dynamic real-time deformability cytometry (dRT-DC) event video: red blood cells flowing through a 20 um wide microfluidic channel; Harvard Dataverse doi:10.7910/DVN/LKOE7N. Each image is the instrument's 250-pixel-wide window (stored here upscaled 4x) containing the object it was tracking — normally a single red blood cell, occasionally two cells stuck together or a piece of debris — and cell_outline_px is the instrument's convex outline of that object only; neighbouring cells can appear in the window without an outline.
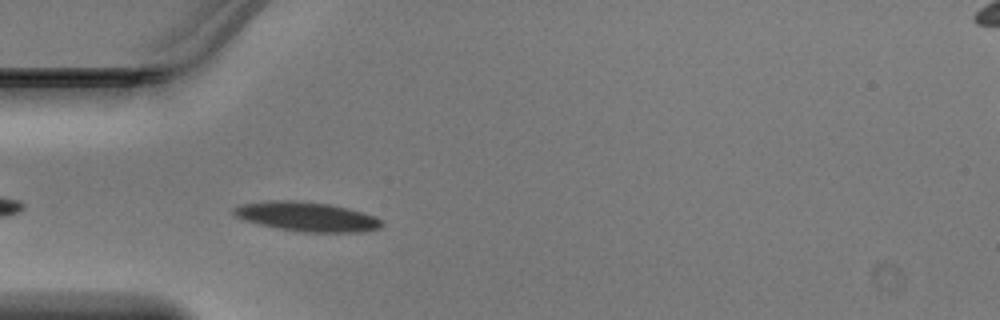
{"species": "Egyptian fruit bat (a non-hibernating species)", "species_latin": "Rousettus aegyptiacus", "temperature_condition": "warm", "stored_images_in_passage": 18, "camera_frame_rate_fps": 3000, "um_per_image_px": 0.085, "animal": {"sex": "male"}, "frame": {"image": 1, "passage_image": 3, "time_ms": 0.667, "image_size_px": [1000, 320], "cell_outline_px": [[384, 224], [380, 228], [360, 232], [304, 232], [280, 228], [260, 224], [244, 220], [236, 216], [232, 212], [232, 208], [244, 204], [272, 200], [292, 200], [328, 204], [348, 208], [384, 220]], "centroid_in_image_um": [26.1, 18.42], "position_along_channel_um": 58.9, "area_um2": 25.03}}
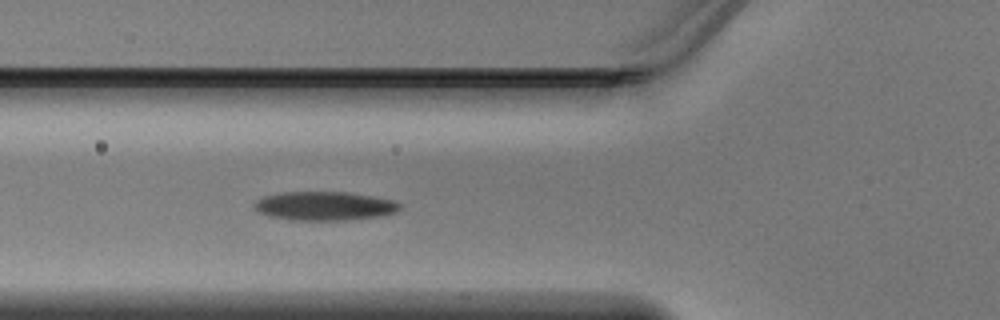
{"frame": {"image": 2, "passage_image": 6, "time_ms": 1.667, "image_size_px": [1000, 320], "cell_outline_px": [[400, 208], [392, 212], [376, 216], [344, 220], [300, 220], [272, 216], [260, 212], [252, 204], [256, 200], [264, 196], [280, 192], [348, 192], [392, 200], [400, 204]], "centroid_in_image_um": [27.53, 17.49], "position_along_channel_um": 98.3, "area_um2": 23.87}}